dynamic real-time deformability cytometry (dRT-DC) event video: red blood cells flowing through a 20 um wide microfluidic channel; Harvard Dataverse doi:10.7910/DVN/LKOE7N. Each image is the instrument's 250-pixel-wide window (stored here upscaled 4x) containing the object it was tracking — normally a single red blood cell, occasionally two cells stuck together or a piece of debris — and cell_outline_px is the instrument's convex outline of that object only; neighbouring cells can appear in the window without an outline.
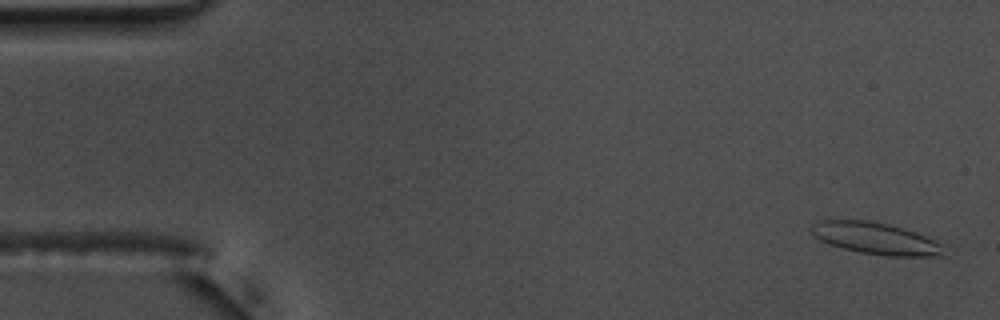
{"species": "common noctule bat (a hibernating species)", "species_latin": "Nyctalus noctula", "temperature_condition": "warm", "stored_images_in_passage": 55, "camera_frame_rate_fps": 3000, "um_per_image_px": 0.085, "animal": {"sex": "male", "body_mass_g": 17.5, "forearm_length_mm": 52.3}, "frame": {"image": 1, "passage_image": 2, "time_ms": 0.333, "image_size_px": [1000, 320], "cell_outline_px": [[944, 256], [884, 256], [860, 252], [844, 248], [820, 240], [812, 232], [812, 224], [820, 220], [868, 220], [888, 224], [904, 228], [916, 232], [940, 244]], "centroid_in_image_um": [74.43, 20.26], "position_along_channel_um": 10.6, "area_um2": 24.1}}
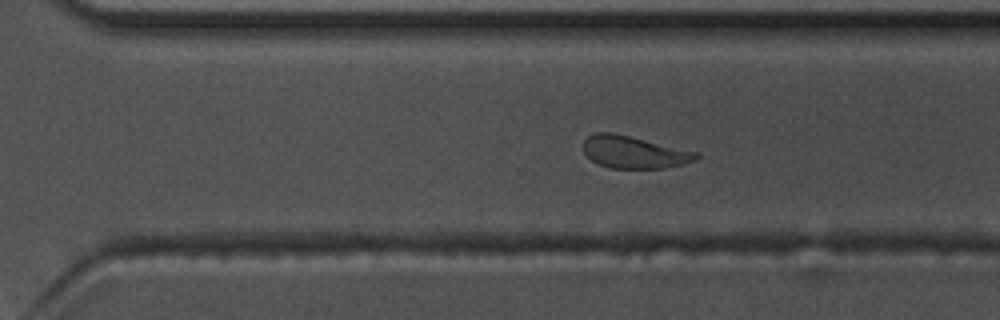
{"frame": {"image": 2, "passage_image": 38, "time_ms": 12.333, "image_size_px": [1000, 320], "cell_outline_px": [[700, 156], [684, 164], [664, 168], [612, 168], [600, 164], [592, 160], [584, 152], [584, 140], [588, 136], [596, 132], [612, 132], [700, 152]], "centroid_in_image_um": [53.91, 12.92], "position_along_channel_um": 316.7, "area_um2": 21.1}}
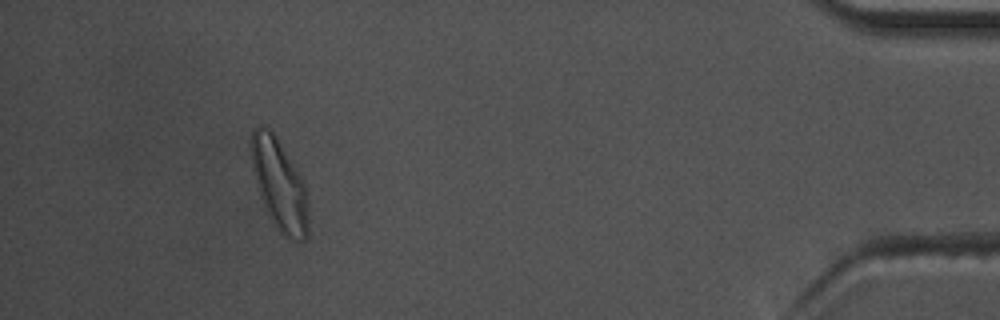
{"frame": {"image": 3, "passage_image": 51, "time_ms": 16.667, "image_size_px": [1000, 320], "cell_outline_px": [[308, 232], [304, 240], [300, 240], [288, 236], [276, 228], [272, 224], [268, 216], [260, 196], [252, 168], [248, 148], [252, 128], [260, 124], [268, 128], [276, 136], [304, 180], [308, 192]], "centroid_in_image_um": [23.72, 15.62], "position_along_channel_um": 411.5, "area_um2": 30.87}, "authors_computed_cell_mechanics": {"area_um2": 23.3512, "velocity_mm_per_s": 3.6559, "shape_relaxation_time_tau1_ms": 8.3261, "shape_relaxation_time_tau2_ms": 1.9293, "deformation_change_tau1": 0.1834, "deformation_change_tau2": 0.0902}}